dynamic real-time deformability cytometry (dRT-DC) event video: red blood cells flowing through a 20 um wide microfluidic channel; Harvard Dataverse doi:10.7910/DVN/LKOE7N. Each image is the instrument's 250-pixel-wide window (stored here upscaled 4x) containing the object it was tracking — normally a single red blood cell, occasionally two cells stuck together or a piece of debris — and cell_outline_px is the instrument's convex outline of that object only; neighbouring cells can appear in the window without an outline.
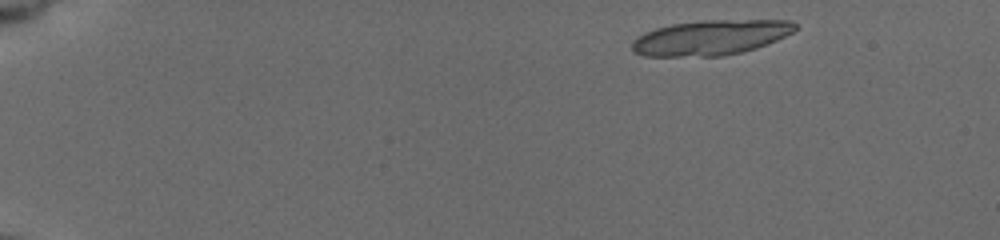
{"species": "common noctule bat (a hibernating species)", "species_latin": "Nyctalus noctula", "temperature_condition": "cold", "stored_images_in_passage": 19, "camera_frame_rate_fps": 3000, "um_per_image_px": 0.085, "animal": {"sex": "female", "body_mass_g": 19.5, "forearm_length_mm": 54.1}, "frame": {"image": 1, "passage_image": 4, "time_ms": 1.0, "image_size_px": [1000, 240], "cell_outline_px": [[796, 28], [792, 32], [768, 44], [756, 48], [724, 56], [644, 56], [632, 52], [632, 44], [644, 32], [656, 28], [672, 24], [712, 20], [788, 20], [796, 24]], "centroid_in_image_um": [60.41, 3.2], "position_along_channel_um": 24.6, "area_um2": 33.0}}